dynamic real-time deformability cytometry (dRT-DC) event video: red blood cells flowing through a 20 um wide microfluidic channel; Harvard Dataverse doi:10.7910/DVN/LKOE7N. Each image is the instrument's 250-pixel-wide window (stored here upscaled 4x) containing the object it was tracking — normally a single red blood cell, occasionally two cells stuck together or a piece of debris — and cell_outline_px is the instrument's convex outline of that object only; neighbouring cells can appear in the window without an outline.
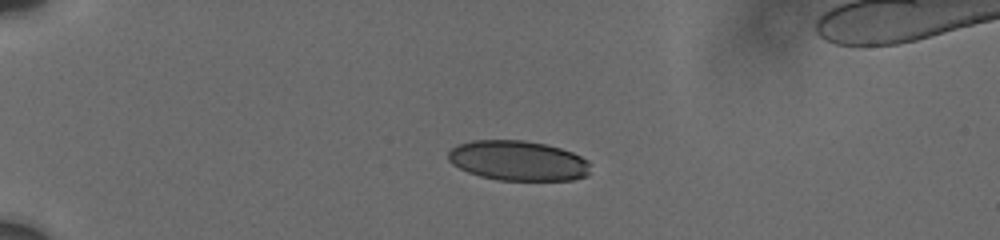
{"species": "human", "species_latin": "Homo sapiens", "temperature_condition": "cold", "stored_images_in_passage": 18, "camera_frame_rate_fps": 3000, "um_per_image_px": 0.085, "donor": {"sex": "male"}, "frame": {"image": 1, "passage_image": 1, "time_ms": 0.0, "image_size_px": [1000, 240], "cell_outline_px": [[592, 164], [588, 176], [572, 180], [500, 180], [480, 176], [468, 172], [452, 164], [448, 160], [448, 152], [452, 148], [460, 144], [472, 140], [524, 140], [544, 144], [560, 148], [572, 152], [588, 160]], "centroid_in_image_um": [44.07, 13.66], "position_along_channel_um": 40.9, "area_um2": 33.23}}
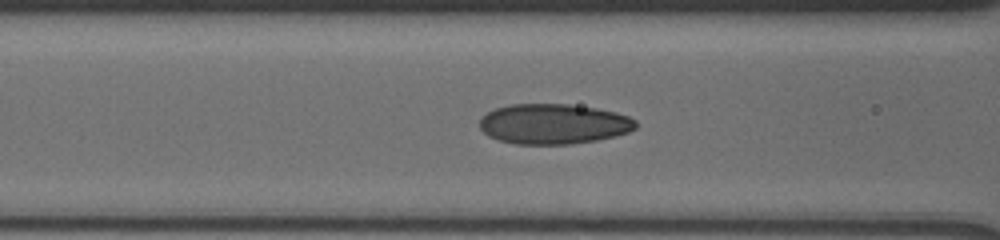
{"frame": {"image": 2, "passage_image": 11, "time_ms": 3.667, "image_size_px": [1000, 240], "cell_outline_px": [[636, 128], [628, 132], [616, 136], [596, 140], [568, 144], [516, 144], [500, 140], [488, 136], [480, 128], [480, 120], [488, 112], [496, 108], [512, 104], [568, 104], [596, 108], [616, 112], [628, 116], [636, 120]], "centroid_in_image_um": [47.07, 10.53], "position_along_channel_um": 119.5, "area_um2": 36.47}}
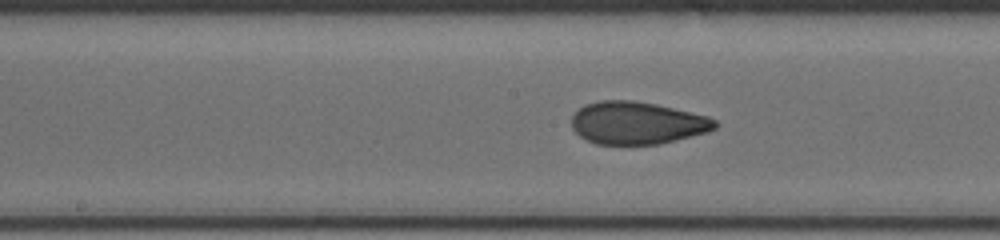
{"frame": {"image": 3, "passage_image": 16, "time_ms": 5.667, "image_size_px": [1000, 240], "cell_outline_px": [[716, 128], [708, 132], [660, 144], [596, 144], [580, 136], [572, 128], [572, 116], [584, 104], [600, 100], [632, 100], [656, 104], [708, 116], [716, 120]], "centroid_in_image_um": [54.16, 10.45], "position_along_channel_um": 194.0, "area_um2": 35.49}}